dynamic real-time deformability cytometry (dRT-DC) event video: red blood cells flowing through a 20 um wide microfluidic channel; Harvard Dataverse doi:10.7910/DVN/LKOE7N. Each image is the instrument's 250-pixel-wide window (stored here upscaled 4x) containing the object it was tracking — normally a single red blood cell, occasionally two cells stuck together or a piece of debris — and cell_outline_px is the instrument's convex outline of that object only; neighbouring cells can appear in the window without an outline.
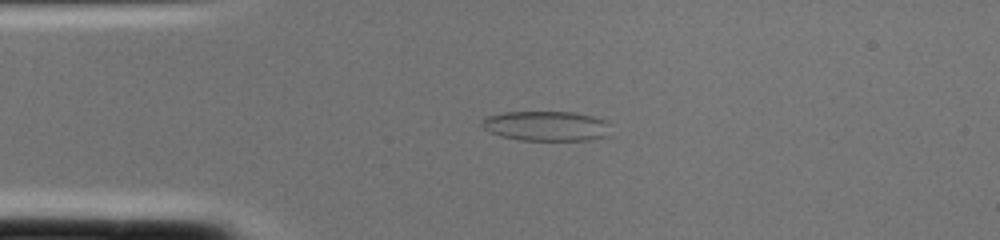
{"species": "common noctule bat (a hibernating species)", "species_latin": "Nyctalus noctula", "temperature_condition": "cold", "stored_images_in_passage": 2, "camera_frame_rate_fps": 3000, "um_per_image_px": 0.085, "animal": {"sex": "female", "body_mass_g": 22.0, "forearm_length_mm": 56.7}, "frame": {"image": 1, "passage_image": 2, "time_ms": 0.333, "image_size_px": [1000, 240], "cell_outline_px": [[608, 120], [604, 136], [588, 140], [520, 140], [500, 136], [484, 128], [480, 124], [480, 120], [488, 116], [504, 112], [572, 112], [592, 116]], "centroid_in_image_um": [46.36, 10.7], "position_along_channel_um": 38.6, "area_um2": 22.14}}